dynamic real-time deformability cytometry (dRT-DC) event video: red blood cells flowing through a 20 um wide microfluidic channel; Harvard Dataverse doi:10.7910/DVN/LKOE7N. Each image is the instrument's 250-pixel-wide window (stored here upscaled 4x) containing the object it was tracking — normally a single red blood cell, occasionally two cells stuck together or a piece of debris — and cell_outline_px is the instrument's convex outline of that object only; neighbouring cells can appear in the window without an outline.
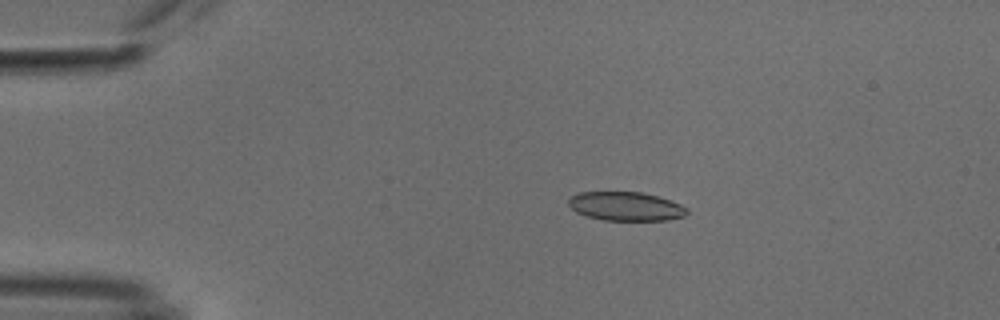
{"species": "common noctule bat (a hibernating species)", "species_latin": "Nyctalus noctula", "temperature_condition": "cold", "stored_images_in_passage": 39, "camera_frame_rate_fps": 3000, "um_per_image_px": 0.085, "animal": {"sex": "male", "body_mass_g": 18.8}, "frame": {"image": 1, "passage_image": 1, "time_ms": 0.0, "image_size_px": [1000, 320], "cell_outline_px": [[688, 212], [684, 216], [668, 220], [604, 220], [588, 216], [576, 212], [568, 204], [568, 200], [576, 192], [640, 192], [656, 196], [680, 204], [688, 208]], "centroid_in_image_um": [53.18, 17.53], "position_along_channel_um": 31.8, "area_um2": 19.77}}
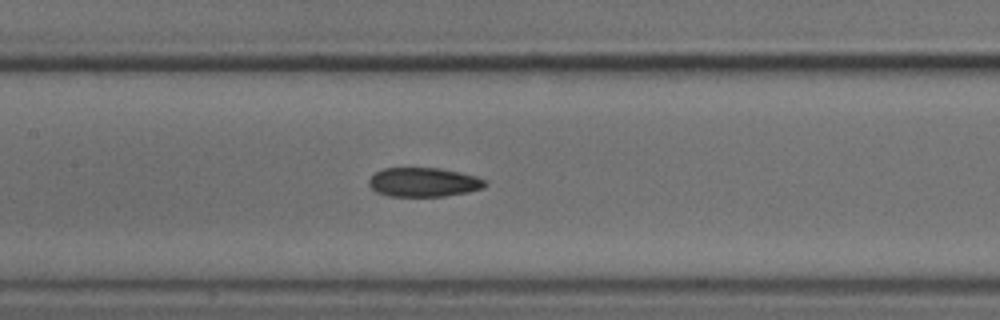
{"frame": {"image": 2, "passage_image": 16, "time_ms": 5.0, "image_size_px": [1000, 320], "cell_outline_px": [[484, 188], [468, 192], [444, 196], [388, 196], [376, 192], [368, 184], [368, 180], [376, 172], [384, 168], [440, 168], [460, 172], [476, 176], [484, 180]], "centroid_in_image_um": [35.98, 15.49], "position_along_channel_um": 171.4, "area_um2": 19.65}}
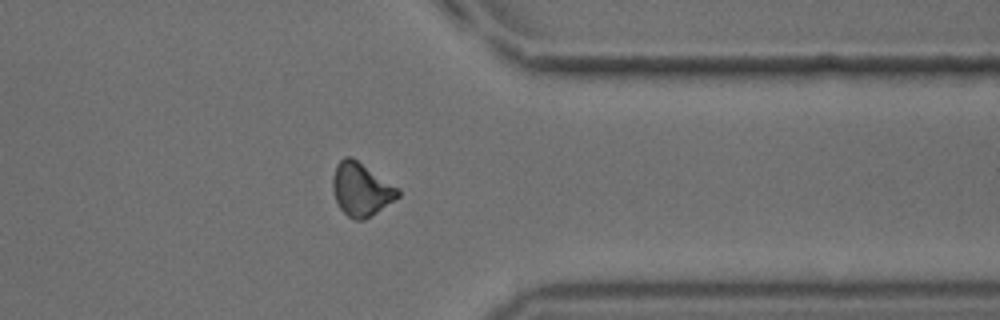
{"frame": {"image": 3, "passage_image": 33, "time_ms": 10.667, "image_size_px": [1000, 320], "cell_outline_px": [[400, 196], [364, 220], [356, 220], [348, 216], [340, 208], [336, 200], [332, 188], [332, 180], [336, 164], [344, 156], [352, 156], [400, 188]], "centroid_in_image_um": [30.7, 16.06], "position_along_channel_um": 380.7, "area_um2": 20.29}, "authors_computed_cell_mechanics": {"area_um2": 20.23, "velocity_mm_per_s": 3.8132, "shape_relaxation_time_tau1_ms": 7.58, "shape_relaxation_time_tau2_ms": 7.0757, "deformation_change_tau1": 0.1529, "deformation_change_tau2": 0.1194}}